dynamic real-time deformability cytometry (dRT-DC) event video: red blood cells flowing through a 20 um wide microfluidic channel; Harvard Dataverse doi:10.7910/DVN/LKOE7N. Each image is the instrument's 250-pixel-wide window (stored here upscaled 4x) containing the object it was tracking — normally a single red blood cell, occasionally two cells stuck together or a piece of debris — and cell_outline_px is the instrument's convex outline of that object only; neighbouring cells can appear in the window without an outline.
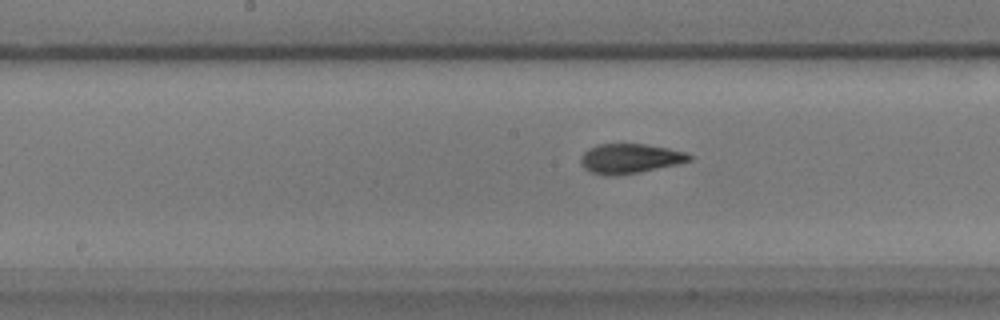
{"species": "common noctule bat (a hibernating species)", "species_latin": "Nyctalus noctula", "temperature_condition": "warm", "stored_images_in_passage": 28, "camera_frame_rate_fps": 3000, "um_per_image_px": 0.085, "animal": {"sex": "male", "body_mass_g": 17.9}, "frame": {"image": 1, "passage_image": 12, "time_ms": 3.667, "image_size_px": [1000, 320], "cell_outline_px": [[692, 160], [680, 164], [640, 172], [616, 176], [604, 176], [592, 172], [584, 168], [580, 164], [580, 156], [588, 148], [596, 144], [644, 144], [668, 148], [684, 152], [692, 156]], "centroid_in_image_um": [53.52, 13.49], "position_along_channel_um": 194.7, "area_um2": 19.02}}
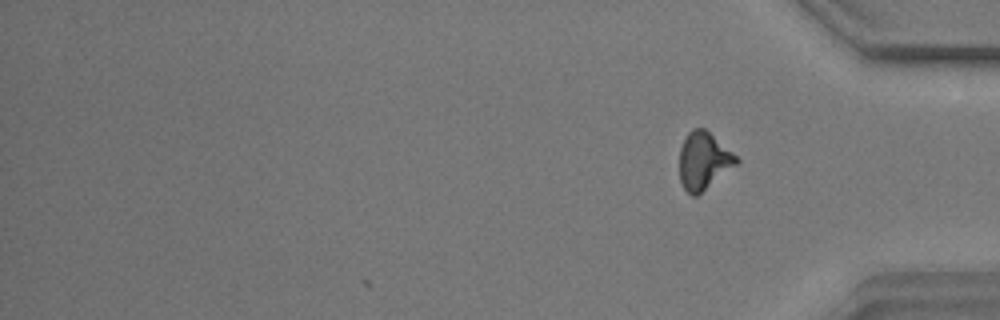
{"frame": {"image": 2, "passage_image": 28, "time_ms": 9.0, "image_size_px": [1000, 320], "cell_outline_px": [[740, 160], [736, 164], [696, 196], [692, 196], [684, 188], [680, 180], [680, 148], [688, 132], [692, 128], [704, 128], [732, 152]], "centroid_in_image_um": [59.78, 13.65], "position_along_channel_um": 375.4, "area_um2": 18.5}, "authors_computed_cell_mechanics": {"area_um2": 18.6405, "velocity_mm_per_s": 3.5077, "shape_relaxation_time_tau1_ms": 4.7249, "shape_relaxation_time_tau2_ms": 1.5524, "deformation_change_tau1": 0.181, "deformation_change_tau2": 0.0933}}